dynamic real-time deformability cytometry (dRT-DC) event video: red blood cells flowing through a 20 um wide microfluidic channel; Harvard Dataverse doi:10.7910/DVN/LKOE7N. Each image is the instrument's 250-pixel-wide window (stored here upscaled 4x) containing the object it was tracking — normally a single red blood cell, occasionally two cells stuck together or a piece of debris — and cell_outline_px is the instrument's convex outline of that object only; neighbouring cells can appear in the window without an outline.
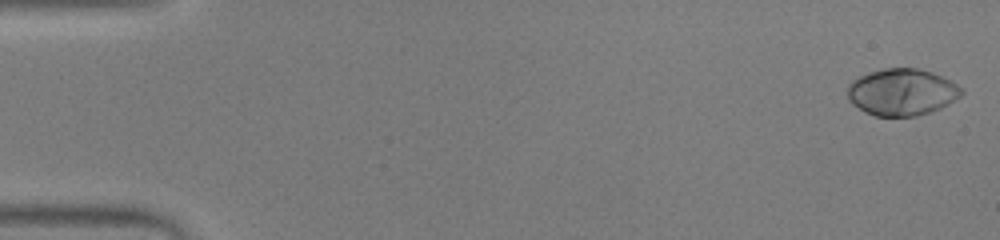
{"species": "human", "species_latin": "Homo sapiens", "temperature_condition": "warm", "stored_images_in_passage": 52, "camera_frame_rate_fps": 3000, "um_per_image_px": 0.085, "donor": {"sex": "male"}, "frame": {"image": 1, "passage_image": 1, "time_ms": 0.0, "image_size_px": [1000, 240], "cell_outline_px": [[964, 92], [960, 96], [948, 104], [940, 108], [916, 116], [876, 116], [864, 112], [852, 104], [848, 100], [848, 84], [852, 80], [868, 72], [884, 68], [916, 68], [932, 72], [952, 80], [964, 88]], "centroid_in_image_um": [76.67, 7.82], "position_along_channel_um": 8.3, "area_um2": 31.33}}
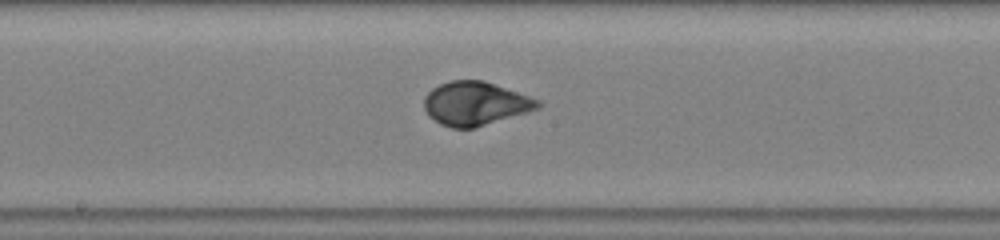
{"frame": {"image": 2, "passage_image": 28, "time_ms": 9.0, "image_size_px": [1000, 240], "cell_outline_px": [[544, 104], [540, 108], [528, 112], [472, 128], [452, 128], [440, 124], [428, 116], [424, 108], [424, 96], [432, 88], [440, 84], [452, 80], [484, 80], [540, 100]], "centroid_in_image_um": [40.4, 8.8], "position_along_channel_um": 207.8, "area_um2": 28.96}}
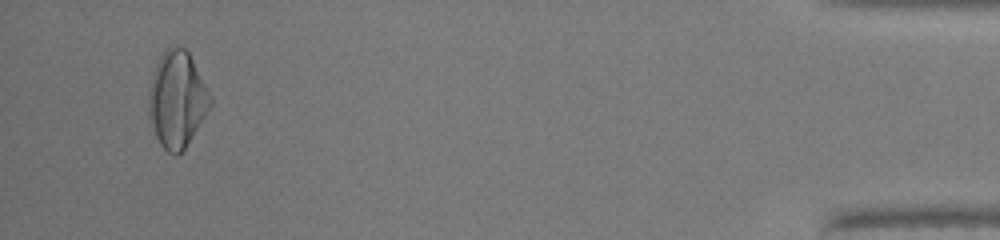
{"frame": {"image": 3, "passage_image": 50, "time_ms": 16.333, "image_size_px": [1000, 240], "cell_outline_px": [[212, 104], [184, 148], [176, 156], [168, 152], [160, 144], [148, 120], [148, 88], [156, 64], [160, 56], [168, 44], [176, 44], [184, 48], [188, 52], [212, 96]], "centroid_in_image_um": [15.01, 8.41], "position_along_channel_um": 420.2, "area_um2": 34.68}, "authors_computed_cell_mechanics": {"area_um2": 29.5936, "velocity_mm_per_s": 3.9369, "shape_relaxation_time_tau1_ms": 3.2751, "shape_relaxation_time_tau2_ms": null, "deformation_change_tau1": 0.2058, "deformation_change_tau2": null}}